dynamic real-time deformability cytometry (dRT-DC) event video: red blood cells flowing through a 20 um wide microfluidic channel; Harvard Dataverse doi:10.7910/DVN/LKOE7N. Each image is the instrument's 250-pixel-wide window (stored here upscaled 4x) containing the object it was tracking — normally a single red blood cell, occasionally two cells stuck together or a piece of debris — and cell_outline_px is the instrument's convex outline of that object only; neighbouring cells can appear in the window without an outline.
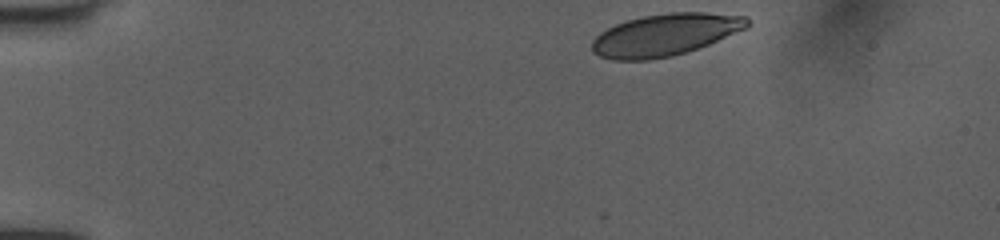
{"species": "human", "species_latin": "Homo sapiens", "temperature_condition": "room temperature", "stored_images_in_passage": 35, "camera_frame_rate_fps": 3000, "um_per_image_px": 0.085, "donor": {"sex": "female"}, "frame": {"image": 1, "passage_image": 1, "time_ms": 0.0, "image_size_px": [1000, 240], "cell_outline_px": [[752, 24], [748, 28], [708, 44], [672, 56], [648, 60], [612, 60], [600, 56], [592, 52], [592, 40], [600, 32], [616, 24], [628, 20], [644, 16], [668, 12], [704, 12], [748, 16]], "centroid_in_image_um": [56.56, 2.95], "position_along_channel_um": 28.4, "area_um2": 38.09}}
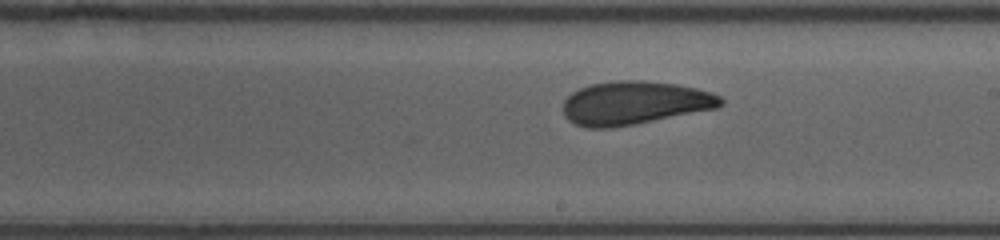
{"frame": {"image": 2, "passage_image": 19, "time_ms": 6.0, "image_size_px": [1000, 240], "cell_outline_px": [[724, 104], [716, 108], [632, 124], [608, 128], [588, 128], [576, 124], [568, 120], [564, 116], [564, 100], [572, 92], [580, 88], [592, 84], [616, 80], [640, 80], [676, 84], [696, 88], [712, 92], [720, 96], [724, 100]], "centroid_in_image_um": [53.93, 8.74], "position_along_channel_um": 235.1, "area_um2": 39.54}}
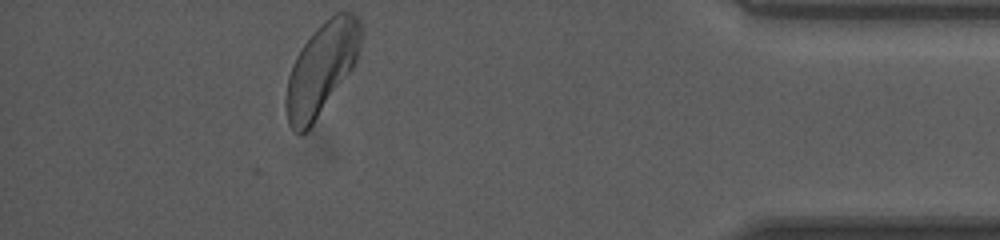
{"frame": {"image": 3, "passage_image": 35, "time_ms": 11.333, "image_size_px": [1000, 240], "cell_outline_px": [[360, 44], [356, 60], [352, 68], [312, 124], [304, 132], [296, 132], [288, 124], [284, 100], [288, 76], [292, 64], [300, 48], [320, 24], [324, 20], [336, 12], [352, 12], [360, 20]], "centroid_in_image_um": [27.29, 5.81], "position_along_channel_um": 407.9, "area_um2": 39.42}, "authors_computed_cell_mechanics": {"area_um2": 39.304, "velocity_mm_per_s": 4.0078, "shape_relaxation_time_tau1_ms": 2.4958, "shape_relaxation_time_tau2_ms": 1.1925, "deformation_change_tau1": 0.1153, "deformation_change_tau2": 0.0663}}